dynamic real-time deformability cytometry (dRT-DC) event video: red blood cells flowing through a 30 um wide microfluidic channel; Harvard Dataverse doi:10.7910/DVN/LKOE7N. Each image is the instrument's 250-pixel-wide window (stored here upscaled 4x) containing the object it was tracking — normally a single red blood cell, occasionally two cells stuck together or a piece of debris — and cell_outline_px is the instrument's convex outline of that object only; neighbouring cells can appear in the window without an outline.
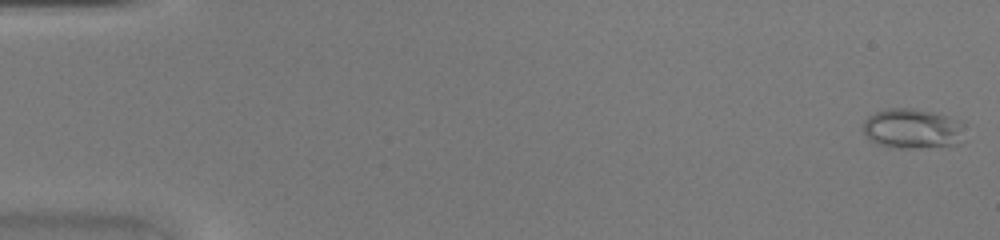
{"species": "common noctule bat (a hibernating species)", "species_latin": "Nyctalus noctula", "temperature_condition": "warm", "stored_images_in_passage": 46, "camera_frame_rate_fps": 3000, "um_per_image_px": 0.085, "animal": {"sex": "female", "body_mass_g": 20.0, "forearm_length_mm": 54.0}, "frame": {"image": 1, "passage_image": 1, "time_ms": 0.0, "image_size_px": [1000, 240], "cell_outline_px": [[964, 124], [960, 144], [908, 148], [892, 148], [876, 144], [868, 140], [864, 132], [864, 120], [868, 116], [876, 112], [888, 108], [912, 108], [932, 112], [948, 116]], "centroid_in_image_um": [77.51, 10.94], "position_along_channel_um": 7.5, "area_um2": 23.64}}
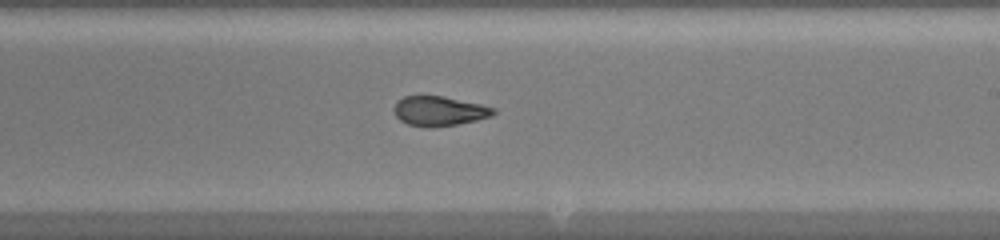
{"frame": {"image": 2, "passage_image": 28, "time_ms": 9.0, "image_size_px": [1000, 240], "cell_outline_px": [[496, 112], [492, 116], [476, 120], [456, 124], [428, 128], [408, 124], [400, 120], [396, 116], [392, 108], [396, 100], [404, 96], [444, 96], [480, 104], [496, 108]], "centroid_in_image_um": [37.3, 9.43], "position_along_channel_um": 251.7, "area_um2": 17.28}}
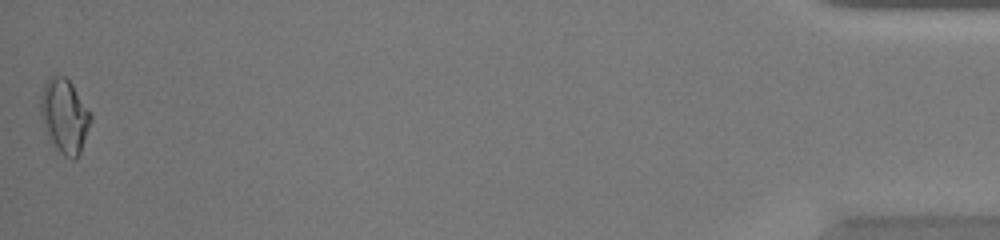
{"frame": {"image": 3, "passage_image": 46, "time_ms": 15.0, "image_size_px": [1000, 240], "cell_outline_px": [[92, 120], [80, 152], [72, 160], [64, 156], [52, 144], [44, 132], [40, 112], [40, 96], [44, 84], [52, 76], [64, 76], [72, 84], [92, 116]], "centroid_in_image_um": [5.46, 9.88], "position_along_channel_um": 429.7, "area_um2": 21.56}}